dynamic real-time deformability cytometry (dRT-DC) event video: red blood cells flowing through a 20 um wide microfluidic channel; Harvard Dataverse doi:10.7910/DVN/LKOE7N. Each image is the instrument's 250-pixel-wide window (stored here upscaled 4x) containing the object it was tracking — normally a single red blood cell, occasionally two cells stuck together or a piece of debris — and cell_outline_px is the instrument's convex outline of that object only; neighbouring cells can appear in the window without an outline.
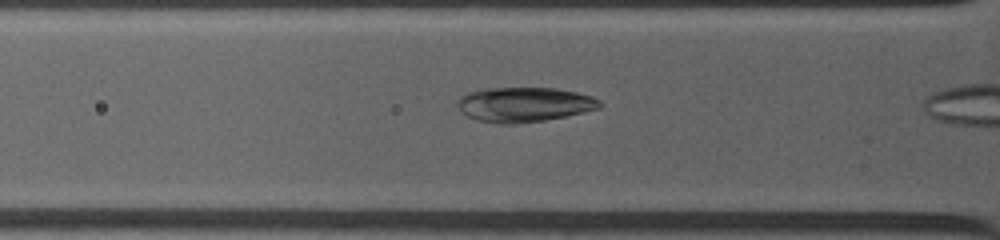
{"species": "common noctule bat (a hibernating species)", "species_latin": "Nyctalus noctula", "temperature_condition": "warm", "stored_images_in_passage": 24, "camera_frame_rate_fps": 4500, "um_per_image_px": 0.085, "animal": {"sex": "female", "body_mass_g": 19.0, "forearm_length_mm": 53.3}, "frame": {"image": 1, "passage_image": 4, "time_ms": 1.333, "image_size_px": [1000, 240], "cell_outline_px": [[604, 104], [600, 108], [584, 112], [544, 120], [516, 124], [500, 124], [476, 120], [468, 116], [456, 104], [460, 96], [468, 92], [484, 88], [556, 88], [576, 92], [592, 96], [600, 100]], "centroid_in_image_um": [44.57, 8.88], "position_along_channel_um": 81.2, "area_um2": 28.84}}
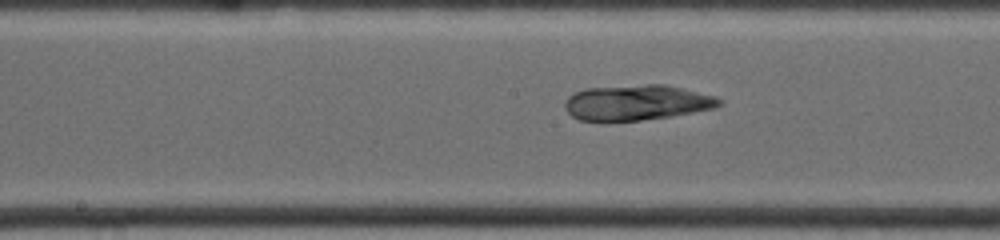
{"frame": {"image": 2, "passage_image": 13, "time_ms": 4.222, "image_size_px": [1000, 240], "cell_outline_px": [[724, 100], [716, 108], [668, 116], [640, 120], [580, 120], [572, 116], [564, 108], [564, 100], [568, 96], [584, 88], [644, 84], [664, 84], [716, 96]], "centroid_in_image_um": [54.12, 8.7], "position_along_channel_um": 194.1, "area_um2": 31.67}}
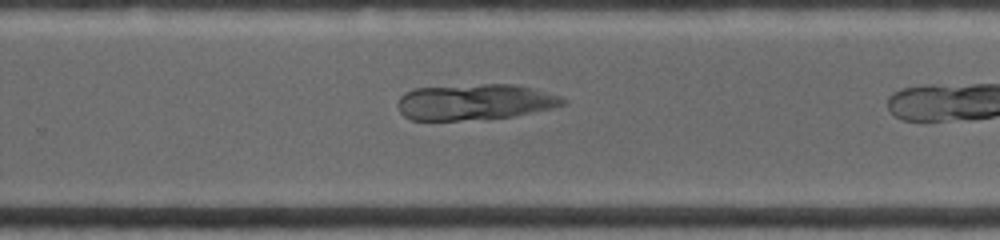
{"frame": {"image": 3, "passage_image": 22, "time_ms": 6.667, "image_size_px": [1000, 240], "cell_outline_px": [[568, 100], [564, 104], [552, 108], [512, 116], [460, 120], [412, 120], [404, 116], [400, 112], [396, 104], [400, 96], [404, 92], [416, 88], [484, 84], [512, 84], [560, 96]], "centroid_in_image_um": [40.3, 8.67], "position_along_channel_um": 289.5, "area_um2": 34.16}}